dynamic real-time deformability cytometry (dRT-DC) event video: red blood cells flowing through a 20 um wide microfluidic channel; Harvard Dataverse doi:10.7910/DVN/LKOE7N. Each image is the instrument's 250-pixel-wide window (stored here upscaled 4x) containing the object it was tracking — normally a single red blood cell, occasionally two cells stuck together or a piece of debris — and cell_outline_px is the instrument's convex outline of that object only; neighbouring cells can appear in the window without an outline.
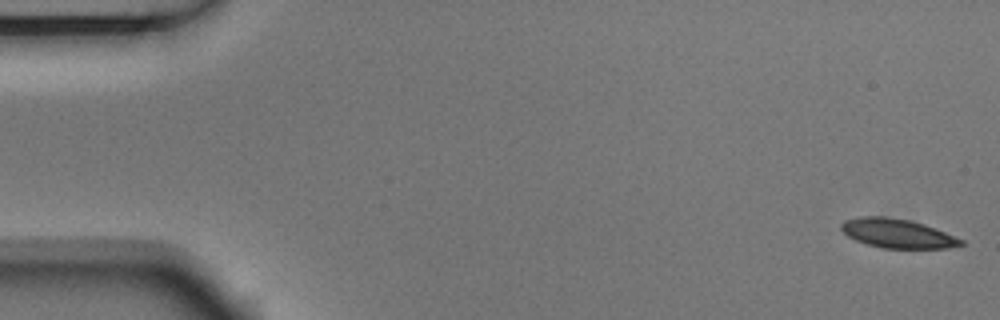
{"species": "Egyptian fruit bat (a non-hibernating species)", "species_latin": "Rousettus aegyptiacus", "temperature_condition": "room temperature", "stored_images_in_passage": 4, "camera_frame_rate_fps": 3000, "um_per_image_px": 0.085, "animal": {"sex": "male"}, "frame": {"image": 1, "passage_image": 1, "time_ms": 0.0, "image_size_px": [1000, 320], "cell_outline_px": [[964, 244], [948, 248], [880, 248], [856, 240], [848, 236], [840, 228], [840, 224], [844, 220], [860, 216], [884, 216], [908, 220], [924, 224], [964, 240]], "centroid_in_image_um": [76.25, 19.84], "position_along_channel_um": 8.8, "area_um2": 20.17}}